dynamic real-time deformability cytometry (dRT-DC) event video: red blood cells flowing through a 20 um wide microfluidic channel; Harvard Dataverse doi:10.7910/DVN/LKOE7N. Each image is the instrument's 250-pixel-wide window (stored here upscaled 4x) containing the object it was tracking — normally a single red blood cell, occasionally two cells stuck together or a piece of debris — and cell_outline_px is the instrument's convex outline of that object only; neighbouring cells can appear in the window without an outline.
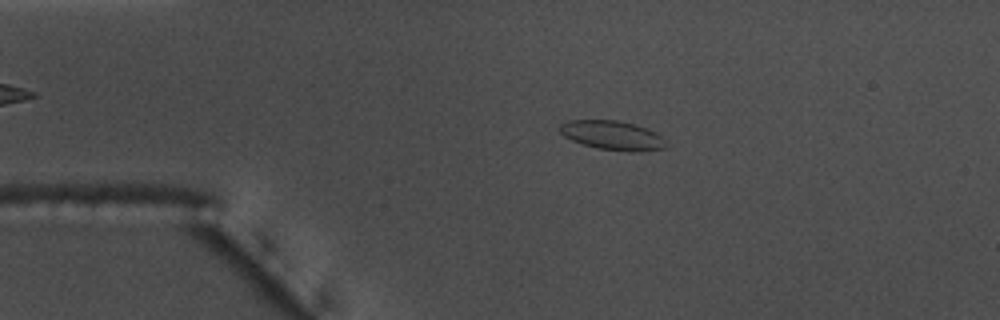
{"species": "common noctule bat (a hibernating species)", "species_latin": "Nyctalus noctula", "temperature_condition": "warm", "stored_images_in_passage": 48, "camera_frame_rate_fps": 3000, "um_per_image_px": 0.085, "animal": {"sex": "male", "body_mass_g": 17.5, "forearm_length_mm": 52.3}, "frame": {"image": 1, "passage_image": 4, "time_ms": 1.0, "image_size_px": [1000, 320], "cell_outline_px": [[664, 148], [640, 152], [628, 152], [596, 148], [572, 140], [564, 136], [556, 128], [560, 124], [568, 120], [616, 120], [632, 124], [656, 132], [664, 140]], "centroid_in_image_um": [52.0, 11.51], "position_along_channel_um": 33.0, "area_um2": 17.98}}
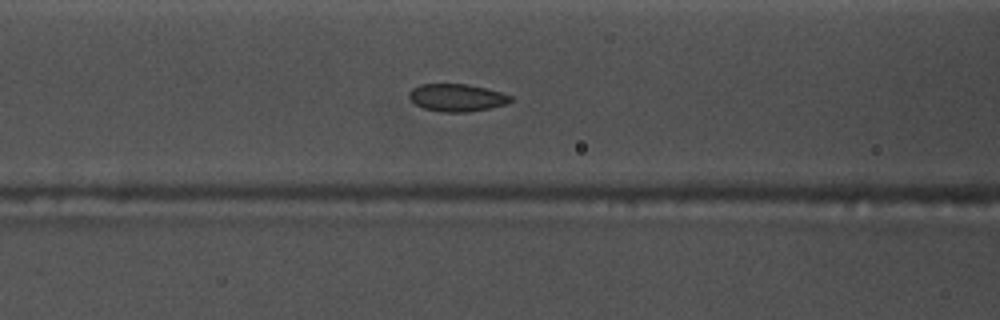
{"frame": {"image": 2, "passage_image": 15, "time_ms": 4.667, "image_size_px": [1000, 320], "cell_outline_px": [[516, 100], [508, 104], [468, 112], [440, 112], [424, 108], [416, 104], [408, 96], [408, 92], [412, 88], [420, 84], [468, 84], [500, 92], [512, 96]], "centroid_in_image_um": [38.85, 8.3], "position_along_channel_um": 127.7, "area_um2": 16.36}}
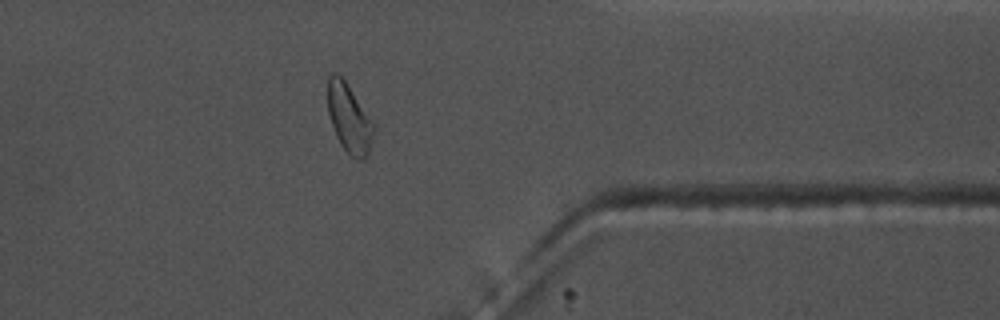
{"frame": {"image": 3, "passage_image": 37, "time_ms": 12.0, "image_size_px": [1000, 320], "cell_outline_px": [[376, 128], [368, 152], [360, 160], [356, 160], [340, 144], [336, 136], [328, 112], [328, 76], [332, 72], [336, 72], [344, 80], [376, 124]], "centroid_in_image_um": [29.69, 10.04], "position_along_channel_um": 381.7, "area_um2": 18.32}, "authors_computed_cell_mechanics": {"area_um2": 17.051, "velocity_mm_per_s": 3.6527, "shape_relaxation_time_tau1_ms": null, "shape_relaxation_time_tau2_ms": 2.8865, "deformation_change_tau1": null, "deformation_change_tau2": 0.0568}}